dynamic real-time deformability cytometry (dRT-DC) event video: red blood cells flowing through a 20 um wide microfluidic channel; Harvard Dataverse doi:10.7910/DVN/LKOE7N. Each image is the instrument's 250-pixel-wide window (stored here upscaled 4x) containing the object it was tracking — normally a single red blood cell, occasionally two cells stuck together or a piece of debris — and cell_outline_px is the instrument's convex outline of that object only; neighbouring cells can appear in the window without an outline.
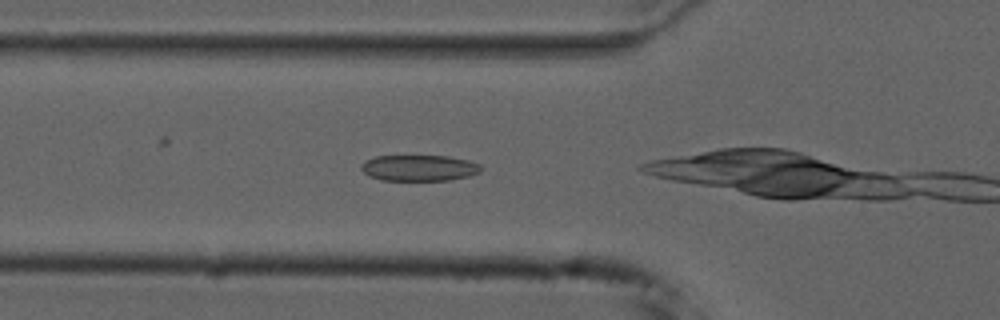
{"species": "common noctule bat (a hibernating species)", "species_latin": "Nyctalus noctula", "temperature_condition": "cold", "stored_images_in_passage": 6, "camera_frame_rate_fps": 3000, "um_per_image_px": 0.085, "animal": {"sex": "male", "forearm_length_mm": 52.5}, "frame": {"image": 1, "passage_image": 2, "time_ms": 0.333, "image_size_px": [1000, 320], "cell_outline_px": [[484, 168], [480, 172], [468, 176], [448, 180], [380, 180], [368, 176], [360, 168], [360, 164], [376, 156], [448, 156], [468, 160], [480, 164]], "centroid_in_image_um": [35.64, 14.27], "position_along_channel_um": 90.2, "area_um2": 18.21}}